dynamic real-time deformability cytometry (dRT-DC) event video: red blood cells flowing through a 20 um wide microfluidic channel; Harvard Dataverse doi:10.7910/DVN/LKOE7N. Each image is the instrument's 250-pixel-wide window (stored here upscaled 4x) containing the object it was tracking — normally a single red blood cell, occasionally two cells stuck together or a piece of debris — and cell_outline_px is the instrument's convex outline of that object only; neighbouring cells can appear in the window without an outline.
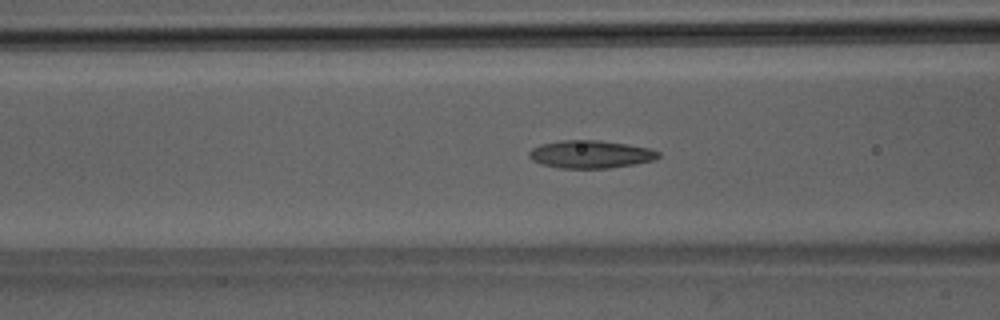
{"species": "Egyptian fruit bat (a non-hibernating species)", "species_latin": "Rousettus aegyptiacus", "temperature_condition": "room temperature", "stored_images_in_passage": 50, "camera_frame_rate_fps": 3000, "um_per_image_px": 0.085, "animal": {"sex": "male"}, "frame": {"image": 1, "passage_image": 20, "time_ms": 6.333, "image_size_px": [1000, 320], "cell_outline_px": [[660, 156], [656, 160], [608, 168], [560, 168], [544, 164], [532, 160], [528, 156], [528, 152], [532, 148], [540, 144], [560, 140], [600, 140], [648, 148], [660, 152]], "centroid_in_image_um": [50.18, 13.11], "position_along_channel_um": 116.4, "area_um2": 20.81}}
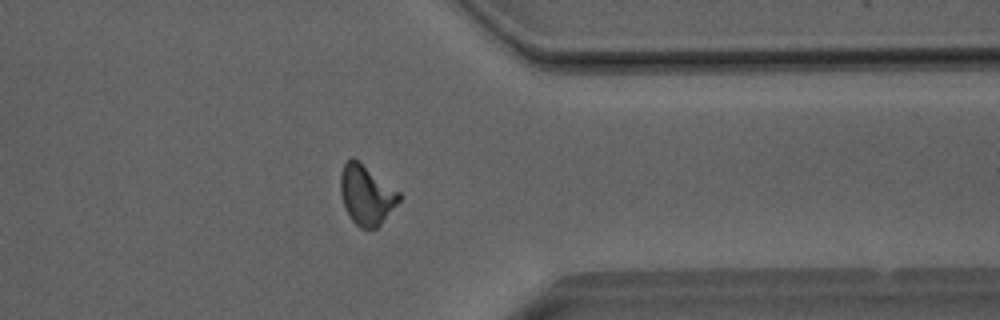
{"frame": {"image": 2, "passage_image": 40, "time_ms": 13.0, "image_size_px": [1000, 320], "cell_outline_px": [[400, 200], [380, 224], [376, 228], [360, 228], [352, 220], [344, 204], [340, 192], [340, 172], [344, 164], [352, 156], [400, 192]], "centroid_in_image_um": [31.13, 16.55], "position_along_channel_um": 380.3, "area_um2": 20.0}}
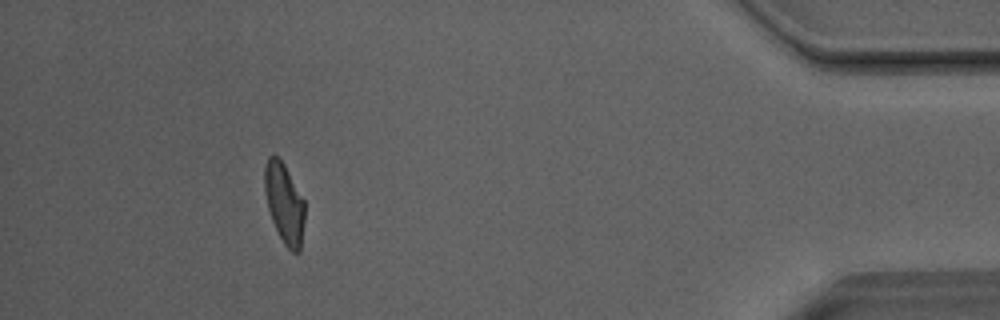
{"frame": {"image": 3, "passage_image": 46, "time_ms": 15.0, "image_size_px": [1000, 320], "cell_outline_px": [[304, 220], [300, 252], [292, 252], [284, 244], [272, 220], [268, 208], [264, 192], [264, 168], [268, 156], [280, 156], [304, 200]], "centroid_in_image_um": [24.16, 17.24], "position_along_channel_um": 411.0, "area_um2": 18.73}, "authors_computed_cell_mechanics": {"area_um2": 20.0277, "velocity_mm_per_s": 4.0675, "shape_relaxation_time_tau1_ms": 6.7545, "shape_relaxation_time_tau2_ms": 2.2658, "deformation_change_tau1": 0.2168, "deformation_change_tau2": 0.1149}}